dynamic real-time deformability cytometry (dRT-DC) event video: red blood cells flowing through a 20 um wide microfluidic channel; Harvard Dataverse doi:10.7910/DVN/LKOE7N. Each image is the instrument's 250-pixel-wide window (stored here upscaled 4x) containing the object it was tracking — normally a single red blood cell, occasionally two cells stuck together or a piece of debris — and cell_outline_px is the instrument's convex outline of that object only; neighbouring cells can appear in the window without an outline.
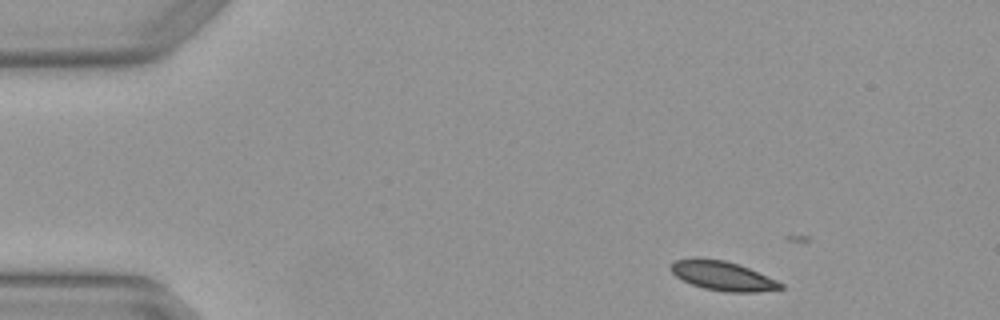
{"species": "Egyptian fruit bat (a non-hibernating species)", "species_latin": "Rousettus aegyptiacus", "temperature_condition": "warm", "stored_images_in_passage": 4, "camera_frame_rate_fps": 3000, "um_per_image_px": 0.085, "animal": {"sex": "female"}, "frame": {"image": 1, "passage_image": 1, "time_ms": 0.0, "image_size_px": [1000, 320], "cell_outline_px": [[784, 288], [756, 292], [728, 292], [704, 288], [692, 284], [676, 276], [668, 268], [668, 264], [676, 260], [692, 256], [700, 256], [724, 260], [740, 264], [776, 280], [784, 284]], "centroid_in_image_um": [61.37, 23.4], "position_along_channel_um": 23.6, "area_um2": 19.07}}
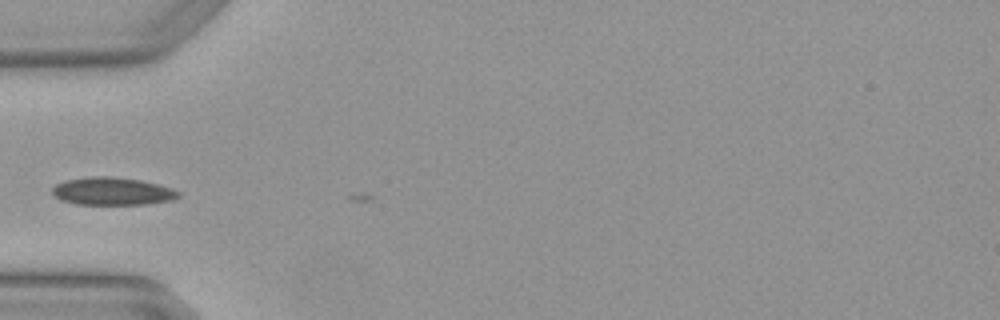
{"frame": {"image": 2, "passage_image": 4, "time_ms": 1.0, "image_size_px": [1000, 320], "cell_outline_px": [[180, 196], [172, 200], [148, 204], [76, 204], [60, 200], [52, 192], [52, 188], [56, 184], [64, 180], [92, 176], [112, 176], [140, 180], [172, 188], [180, 192]], "centroid_in_image_um": [9.54, 16.25], "position_along_channel_um": 75.5, "area_um2": 20.4}}